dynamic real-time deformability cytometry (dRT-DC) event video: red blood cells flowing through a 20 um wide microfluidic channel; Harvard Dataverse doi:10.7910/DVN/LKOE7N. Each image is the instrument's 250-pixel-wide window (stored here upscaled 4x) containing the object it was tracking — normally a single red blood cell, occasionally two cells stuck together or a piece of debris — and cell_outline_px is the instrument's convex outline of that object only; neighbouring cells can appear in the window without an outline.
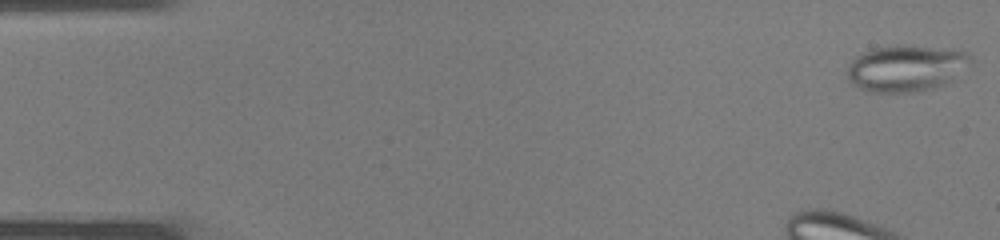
{"species": "common noctule bat (a hibernating species)", "species_latin": "Nyctalus noctula", "temperature_condition": "warm", "stored_images_in_passage": 37, "camera_frame_rate_fps": 3000, "um_per_image_px": 0.085, "animal": {"sex": "male", "body_mass_g": 19.0, "forearm_length_mm": 50.8}, "frame": {"image": 1, "passage_image": 1, "time_ms": 0.0, "image_size_px": [1000, 240], "cell_outline_px": [[972, 64], [944, 84], [920, 92], [868, 92], [852, 84], [848, 76], [848, 64], [856, 56], [872, 48], [928, 48], [968, 52], [972, 56]], "centroid_in_image_um": [77.01, 5.85], "position_along_channel_um": 8.0, "area_um2": 32.37}}